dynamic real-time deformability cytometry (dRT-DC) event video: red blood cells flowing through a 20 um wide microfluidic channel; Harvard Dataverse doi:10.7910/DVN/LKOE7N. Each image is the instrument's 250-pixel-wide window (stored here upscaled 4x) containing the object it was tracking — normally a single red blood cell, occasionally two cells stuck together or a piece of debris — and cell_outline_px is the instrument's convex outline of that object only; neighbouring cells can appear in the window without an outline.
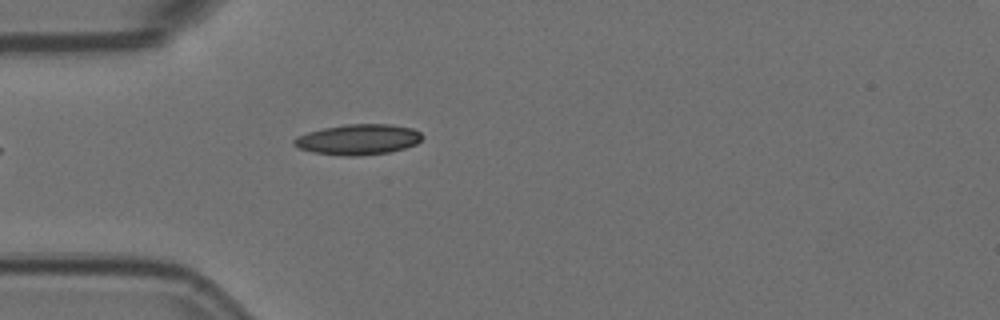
{"species": "Egyptian fruit bat (a non-hibernating species)", "species_latin": "Rousettus aegyptiacus", "temperature_condition": "room temperature", "stored_images_in_passage": 5, "camera_frame_rate_fps": 3000, "um_per_image_px": 0.085, "animal": {"sex": "female"}, "frame": {"image": 1, "passage_image": 5, "time_ms": 1.333, "image_size_px": [1000, 320], "cell_outline_px": [[424, 136], [416, 144], [404, 148], [388, 152], [356, 156], [344, 156], [312, 152], [300, 148], [292, 144], [292, 140], [308, 132], [324, 128], [344, 124], [392, 124], [412, 128], [420, 132]], "centroid_in_image_um": [30.46, 11.85], "position_along_channel_um": 54.5, "area_um2": 22.72}}